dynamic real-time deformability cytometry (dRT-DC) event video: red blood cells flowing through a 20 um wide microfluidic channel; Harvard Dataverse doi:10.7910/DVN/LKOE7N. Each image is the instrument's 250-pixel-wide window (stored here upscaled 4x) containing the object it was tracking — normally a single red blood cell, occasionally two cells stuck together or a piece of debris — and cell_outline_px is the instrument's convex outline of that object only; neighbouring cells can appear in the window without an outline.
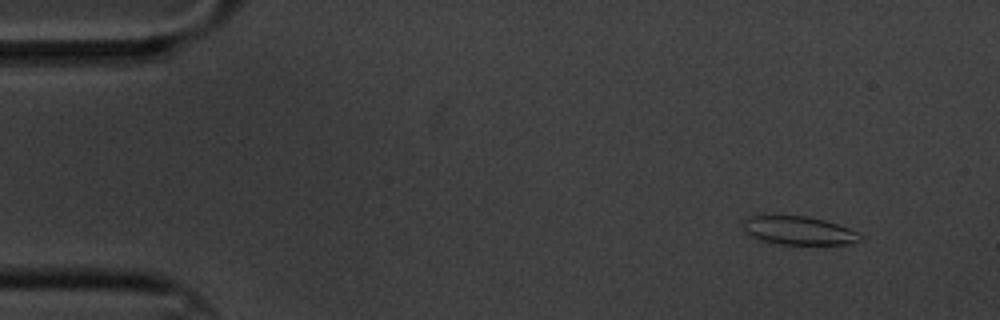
{"species": "common noctule bat (a hibernating species)", "species_latin": "Nyctalus noctula", "temperature_condition": "cold", "stored_images_in_passage": 6, "camera_frame_rate_fps": 3000, "um_per_image_px": 0.085, "animal": {"sex": "male", "body_mass_g": 20.1, "forearm_length_mm": 53.5}, "frame": {"image": 1, "passage_image": 2, "time_ms": 0.333, "image_size_px": [1000, 320], "cell_outline_px": [[860, 240], [848, 244], [780, 244], [760, 240], [748, 236], [744, 232], [744, 216], [808, 216], [824, 220], [848, 228], [856, 232], [860, 236]], "centroid_in_image_um": [67.81, 19.6], "position_along_channel_um": 17.2, "area_um2": 19.25}}
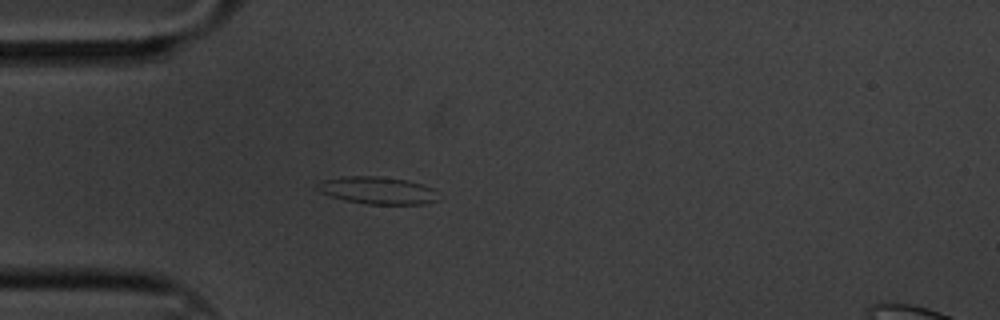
{"frame": {"image": 2, "passage_image": 5, "time_ms": 1.333, "image_size_px": [1000, 320], "cell_outline_px": [[440, 200], [424, 204], [368, 204], [344, 200], [320, 192], [316, 188], [316, 184], [320, 180], [344, 176], [376, 176], [408, 180], [432, 188]], "centroid_in_image_um": [32.06, 16.18], "position_along_channel_um": 52.9, "area_um2": 19.31}}